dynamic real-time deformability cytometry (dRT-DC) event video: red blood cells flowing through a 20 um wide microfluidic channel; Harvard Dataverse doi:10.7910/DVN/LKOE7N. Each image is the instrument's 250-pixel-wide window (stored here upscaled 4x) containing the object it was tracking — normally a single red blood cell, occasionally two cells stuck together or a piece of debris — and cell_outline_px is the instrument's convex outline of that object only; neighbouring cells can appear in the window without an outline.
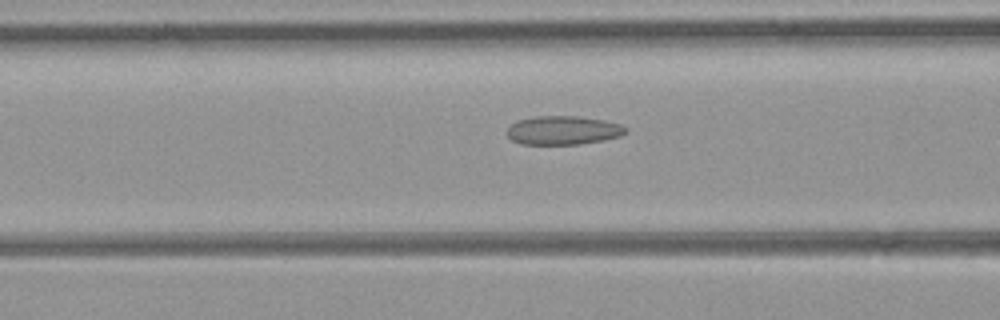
{"species": "common noctule bat (a hibernating species)", "species_latin": "Nyctalus noctula", "temperature_condition": "room temperature", "stored_images_in_passage": 16, "camera_frame_rate_fps": 3000, "um_per_image_px": 0.085, "animal": {"sex": "female", "body_mass_g": 21.9}, "frame": {"image": 1, "passage_image": 14, "time_ms": 4.333, "image_size_px": [1000, 320], "cell_outline_px": [[628, 132], [620, 136], [604, 140], [576, 144], [520, 144], [512, 140], [508, 136], [508, 128], [512, 124], [520, 120], [536, 116], [576, 116], [604, 120], [620, 124]], "centroid_in_image_um": [47.87, 11.08], "position_along_channel_um": 118.7, "area_um2": 19.65}}